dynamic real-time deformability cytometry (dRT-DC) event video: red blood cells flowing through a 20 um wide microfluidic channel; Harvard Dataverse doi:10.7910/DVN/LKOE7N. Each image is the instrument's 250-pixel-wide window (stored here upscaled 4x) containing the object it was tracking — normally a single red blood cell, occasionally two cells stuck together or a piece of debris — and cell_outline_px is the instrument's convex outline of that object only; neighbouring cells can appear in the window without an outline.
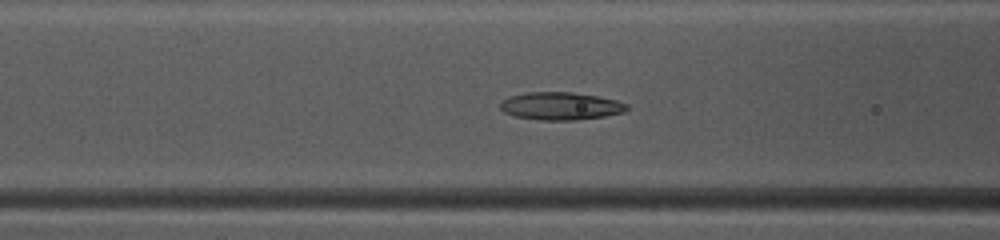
{"species": "common noctule bat (a hibernating species)", "species_latin": "Nyctalus noctula", "temperature_condition": "warm", "stored_images_in_passage": 38, "camera_frame_rate_fps": 3000, "um_per_image_px": 0.085, "animal": {"sex": "female", "body_mass_g": 10.0, "forearm_length_mm": 53.1}, "frame": {"image": 1, "passage_image": 9, "time_ms": 2.667, "image_size_px": [1000, 240], "cell_outline_px": [[628, 108], [624, 112], [604, 116], [576, 120], [540, 120], [516, 116], [504, 112], [500, 108], [500, 104], [508, 96], [524, 92], [572, 92], [596, 96], [616, 100], [628, 104]], "centroid_in_image_um": [47.64, 9.01], "position_along_channel_um": 119.0, "area_um2": 20.4}}
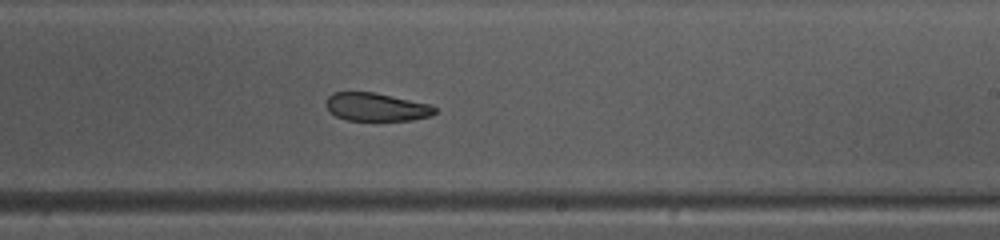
{"frame": {"image": 2, "passage_image": 19, "time_ms": 6.0, "image_size_px": [1000, 240], "cell_outline_px": [[436, 112], [432, 116], [412, 120], [348, 120], [336, 116], [328, 112], [324, 104], [324, 100], [332, 92], [372, 92], [428, 104], [436, 108]], "centroid_in_image_um": [31.91, 9.1], "position_along_channel_um": 257.1, "area_um2": 17.86}}
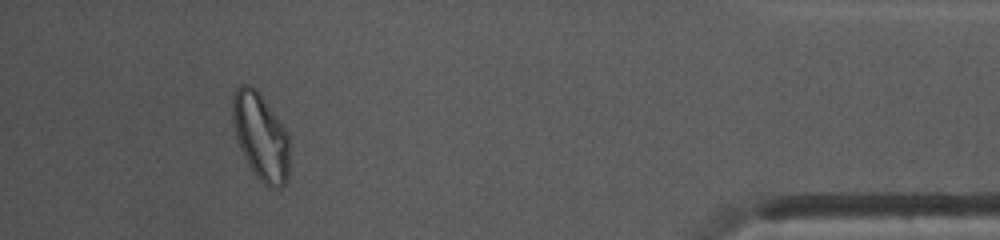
{"frame": {"image": 3, "passage_image": 34, "time_ms": 11.0, "image_size_px": [1000, 240], "cell_outline_px": [[288, 180], [280, 188], [268, 188], [252, 172], [240, 148], [236, 136], [232, 120], [232, 96], [236, 88], [240, 84], [252, 84], [260, 92], [284, 128], [288, 136]], "centroid_in_image_um": [22.14, 11.59], "position_along_channel_um": 413.1, "area_um2": 29.02}, "authors_computed_cell_mechanics": {"area_um2": 20.8369, "velocity_mm_per_s": 4.1369, "shape_relaxation_time_tau1_ms": null, "shape_relaxation_time_tau2_ms": 3.4462, "deformation_change_tau1": null, "deformation_change_tau2": 0.0912}}